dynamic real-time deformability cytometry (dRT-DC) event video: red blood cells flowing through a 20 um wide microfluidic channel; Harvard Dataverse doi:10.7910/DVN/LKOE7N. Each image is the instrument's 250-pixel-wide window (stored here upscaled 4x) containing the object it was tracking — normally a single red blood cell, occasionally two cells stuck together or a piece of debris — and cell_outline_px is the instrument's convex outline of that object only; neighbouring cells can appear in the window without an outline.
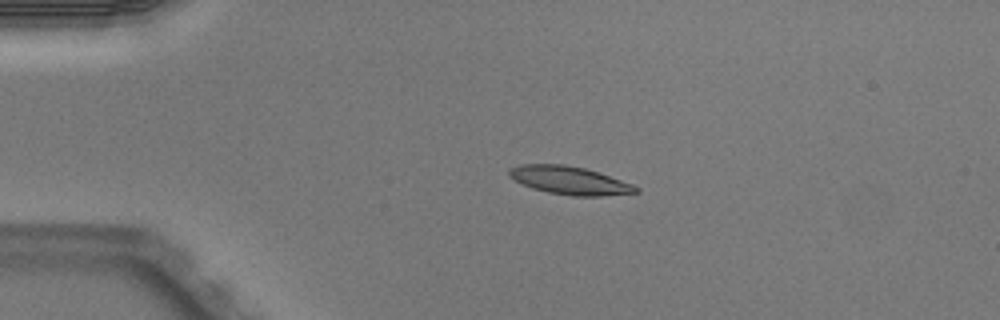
{"species": "Egyptian fruit bat (a non-hibernating species)", "species_latin": "Rousettus aegyptiacus", "temperature_condition": "warm", "stored_images_in_passage": 4, "camera_frame_rate_fps": 3000, "um_per_image_px": 0.085, "animal": {"sex": "male"}, "frame": {"image": 1, "passage_image": 3, "time_ms": 0.667, "image_size_px": [1000, 320], "cell_outline_px": [[640, 192], [600, 196], [572, 196], [548, 192], [532, 188], [508, 176], [508, 168], [520, 164], [564, 164], [584, 168], [632, 184], [640, 188]], "centroid_in_image_um": [48.39, 15.33], "position_along_channel_um": 36.6, "area_um2": 20.58}}